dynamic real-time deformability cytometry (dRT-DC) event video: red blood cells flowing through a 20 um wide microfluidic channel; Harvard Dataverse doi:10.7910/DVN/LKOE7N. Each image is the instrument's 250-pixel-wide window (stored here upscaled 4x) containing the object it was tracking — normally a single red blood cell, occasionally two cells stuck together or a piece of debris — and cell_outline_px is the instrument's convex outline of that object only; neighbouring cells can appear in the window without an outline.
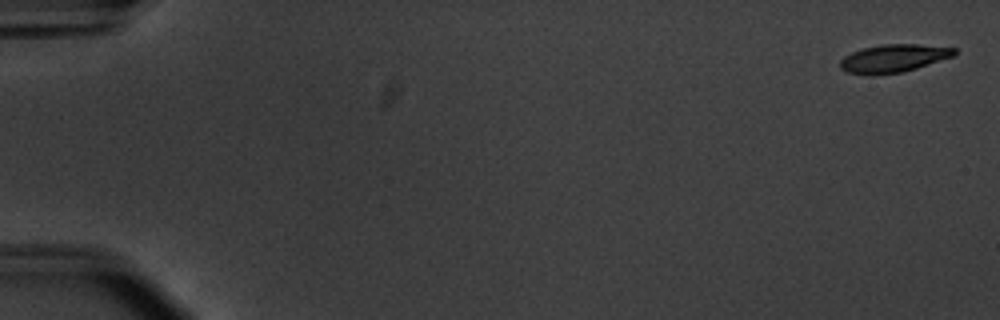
{"species": "common noctule bat (a hibernating species)", "species_latin": "Nyctalus noctula", "temperature_condition": "warm", "stored_images_in_passage": 54, "camera_frame_rate_fps": 3000, "um_per_image_px": 0.085, "animal": {"sex": "male", "body_mass_g": 20.1, "forearm_length_mm": 53.5}, "frame": {"image": 1, "passage_image": 1, "time_ms": 0.0, "image_size_px": [1000, 320], "cell_outline_px": [[956, 56], [916, 68], [900, 72], [848, 72], [840, 68], [840, 60], [844, 56], [852, 52], [864, 48], [884, 44], [916, 44], [956, 48]], "centroid_in_image_um": [76.03, 4.91], "position_along_channel_um": 9.0, "area_um2": 17.86}}
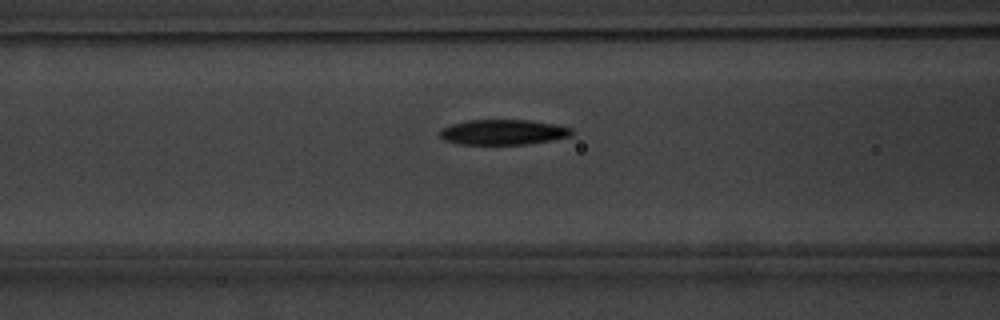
{"frame": {"image": 2, "passage_image": 23, "time_ms": 7.333, "image_size_px": [1000, 320], "cell_outline_px": [[576, 132], [572, 136], [552, 140], [524, 144], [460, 144], [444, 140], [440, 136], [440, 132], [444, 128], [452, 124], [468, 120], [528, 120], [556, 124], [572, 128]], "centroid_in_image_um": [42.84, 11.23], "position_along_channel_um": 123.8, "area_um2": 19.36}}
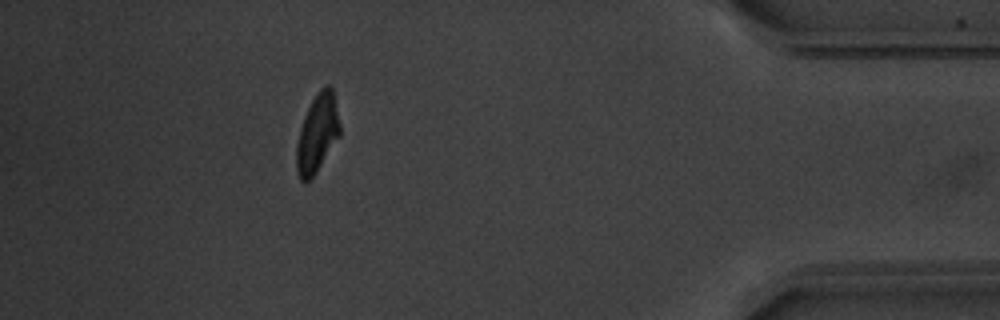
{"frame": {"image": 3, "passage_image": 49, "time_ms": 16.0, "image_size_px": [1000, 320], "cell_outline_px": [[340, 136], [316, 172], [308, 180], [300, 180], [296, 172], [296, 144], [300, 128], [304, 116], [316, 92], [320, 88], [328, 84], [332, 88], [340, 124]], "centroid_in_image_um": [26.96, 11.32], "position_along_channel_um": 408.2, "area_um2": 19.71}, "authors_computed_cell_mechanics": {"area_um2": 19.8832, "velocity_mm_per_s": 3.7905, "shape_relaxation_time_tau1_ms": 2.586, "shape_relaxation_time_tau2_ms": 3.1713, "deformation_change_tau1": 0.1558, "deformation_change_tau2": 0.0811}}